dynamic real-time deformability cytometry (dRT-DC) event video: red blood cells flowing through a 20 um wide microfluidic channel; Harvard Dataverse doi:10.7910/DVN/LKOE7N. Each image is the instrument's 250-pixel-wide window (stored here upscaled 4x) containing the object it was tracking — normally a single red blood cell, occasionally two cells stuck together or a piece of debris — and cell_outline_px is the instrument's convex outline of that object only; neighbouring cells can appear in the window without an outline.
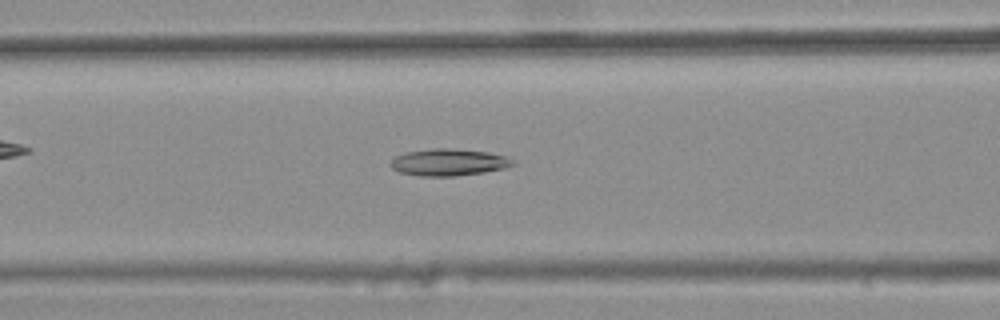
{"species": "common noctule bat (a hibernating species)", "species_latin": "Nyctalus noctula", "temperature_condition": "warm", "stored_images_in_passage": 31, "camera_frame_rate_fps": 3000, "um_per_image_px": 0.085, "animal": {"sex": "female", "body_mass_g": 25.1}, "frame": {"image": 1, "passage_image": 12, "time_ms": 3.667, "image_size_px": [1000, 320], "cell_outline_px": [[516, 164], [504, 168], [484, 172], [456, 176], [420, 176], [400, 172], [392, 168], [388, 164], [396, 156], [408, 152], [432, 148], [448, 148], [488, 152], [504, 156], [516, 160]], "centroid_in_image_um": [38.15, 13.8], "position_along_channel_um": 128.4, "area_um2": 19.13}}
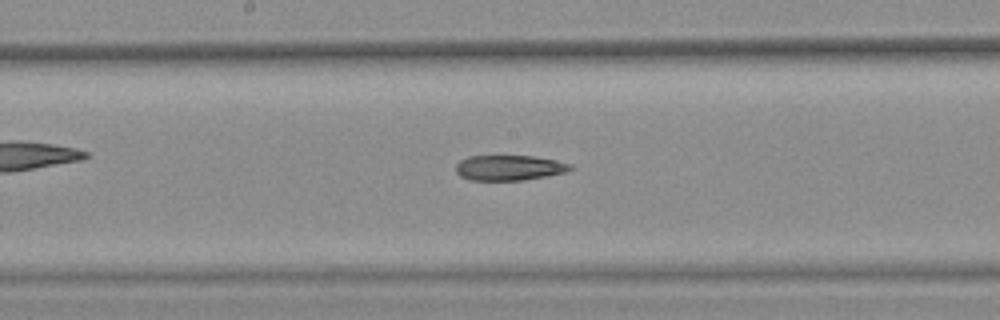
{"frame": {"image": 2, "passage_image": 18, "time_ms": 5.667, "image_size_px": [1000, 320], "cell_outline_px": [[572, 168], [564, 172], [548, 176], [524, 180], [468, 180], [460, 176], [456, 172], [456, 164], [460, 160], [468, 156], [532, 156], [556, 160], [572, 164]], "centroid_in_image_um": [43.26, 14.26], "position_along_channel_um": 204.9, "area_um2": 16.88}}
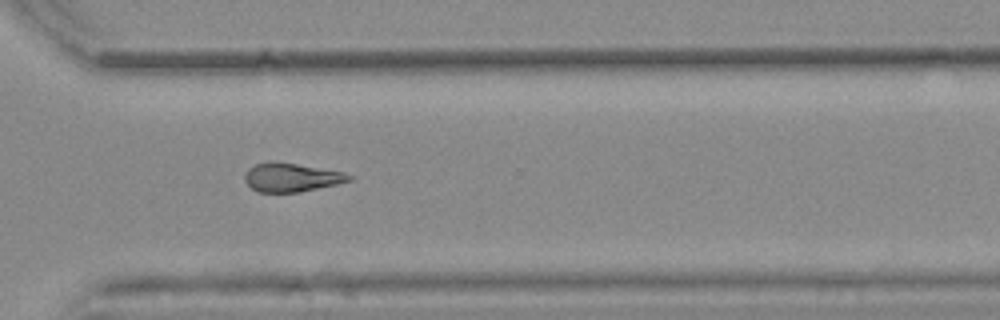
{"frame": {"image": 3, "passage_image": 29, "time_ms": 9.333, "image_size_px": [1000, 320], "cell_outline_px": [[352, 180], [336, 184], [300, 192], [256, 192], [244, 180], [244, 176], [248, 168], [256, 164], [296, 164], [344, 172], [352, 176]], "centroid_in_image_um": [24.78, 15.12], "position_along_channel_um": 345.8, "area_um2": 16.82}, "authors_computed_cell_mechanics": {"area_um2": 18.1492, "velocity_mm_per_s": 3.8351, "shape_relaxation_time_tau1_ms": null, "shape_relaxation_time_tau2_ms": 10.0677, "deformation_change_tau1": null, "deformation_change_tau2": 0.2394}}